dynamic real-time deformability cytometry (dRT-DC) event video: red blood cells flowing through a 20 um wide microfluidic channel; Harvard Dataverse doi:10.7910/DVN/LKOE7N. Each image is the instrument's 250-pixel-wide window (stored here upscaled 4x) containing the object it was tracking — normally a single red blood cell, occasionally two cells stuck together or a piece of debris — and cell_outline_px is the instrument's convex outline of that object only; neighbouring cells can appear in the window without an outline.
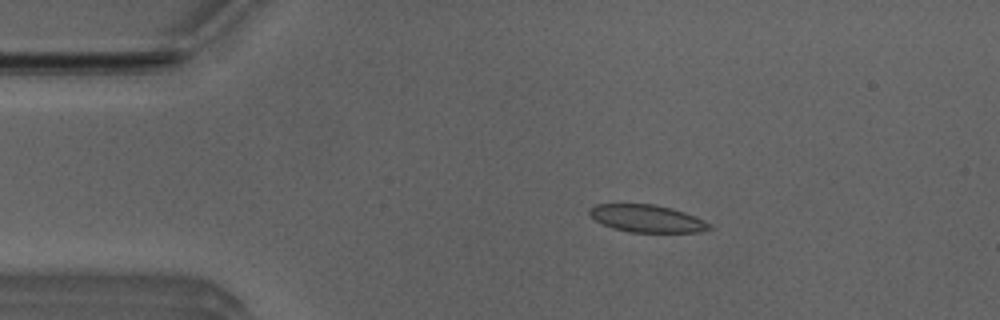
{"species": "Egyptian fruit bat (a non-hibernating species)", "species_latin": "Rousettus aegyptiacus", "temperature_condition": "room temperature", "stored_images_in_passage": 6, "camera_frame_rate_fps": 3000, "um_per_image_px": 0.085, "animal": {"sex": "male"}, "frame": {"image": 1, "passage_image": 3, "time_ms": 0.667, "image_size_px": [1000, 320], "cell_outline_px": [[712, 228], [700, 232], [628, 232], [612, 228], [600, 224], [588, 212], [588, 208], [596, 204], [656, 204], [672, 208], [684, 212], [704, 220], [712, 224]], "centroid_in_image_um": [54.98, 18.57], "position_along_channel_um": 30.0, "area_um2": 19.31}}
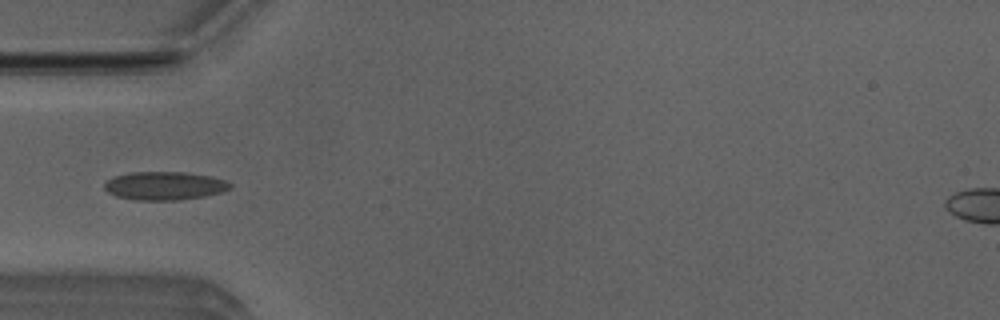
{"frame": {"image": 2, "passage_image": 5, "time_ms": 1.333, "image_size_px": [1000, 320], "cell_outline_px": [[232, 188], [224, 192], [204, 196], [180, 200], [136, 200], [116, 196], [108, 192], [104, 188], [104, 184], [108, 180], [116, 176], [132, 172], [184, 172], [212, 176], [224, 180], [232, 184]], "centroid_in_image_um": [14.03, 15.79], "position_along_channel_um": 71.0, "area_um2": 20.81}}